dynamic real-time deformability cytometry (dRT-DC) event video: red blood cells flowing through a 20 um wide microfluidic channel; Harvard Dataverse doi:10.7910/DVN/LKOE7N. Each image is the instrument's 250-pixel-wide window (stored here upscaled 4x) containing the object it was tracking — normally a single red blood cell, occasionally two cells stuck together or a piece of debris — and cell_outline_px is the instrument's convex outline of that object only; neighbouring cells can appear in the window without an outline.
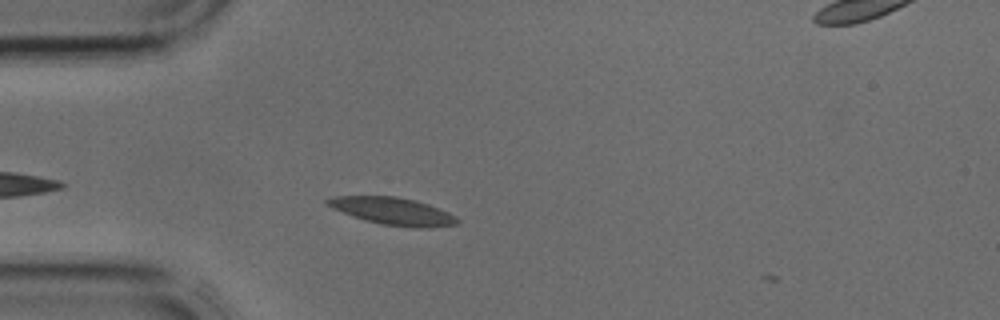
{"species": "common noctule bat (a hibernating species)", "species_latin": "Nyctalus noctula", "temperature_condition": "cold", "stored_images_in_passage": 3, "camera_frame_rate_fps": 3000, "um_per_image_px": 0.085, "animal": {"sex": "male", "body_mass_g": 17.9, "forearm_length_mm": 54.2}, "frame": {"image": 1, "passage_image": 1, "time_ms": 0.0, "image_size_px": [1000, 320], "cell_outline_px": [[460, 220], [456, 224], [428, 228], [412, 228], [384, 224], [364, 220], [352, 216], [332, 208], [324, 200], [332, 196], [396, 196], [416, 200], [428, 204], [448, 212], [456, 216]], "centroid_in_image_um": [33.4, 17.94], "position_along_channel_um": 51.6, "area_um2": 20.69}}